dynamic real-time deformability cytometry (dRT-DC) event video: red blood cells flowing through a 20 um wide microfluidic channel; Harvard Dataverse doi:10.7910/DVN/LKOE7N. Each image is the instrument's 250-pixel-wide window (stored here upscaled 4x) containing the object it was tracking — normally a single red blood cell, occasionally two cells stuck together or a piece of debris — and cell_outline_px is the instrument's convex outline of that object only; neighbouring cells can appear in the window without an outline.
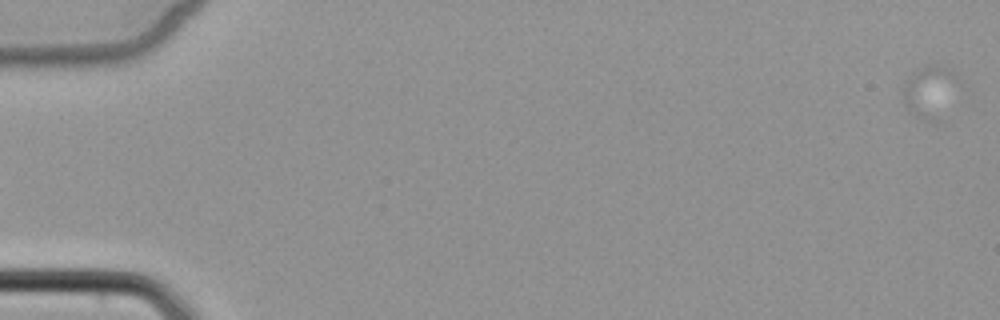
{"species": "common noctule bat (a hibernating species)", "species_latin": "Nyctalus noctula", "temperature_condition": "cold", "stored_images_in_passage": 6, "camera_frame_rate_fps": 3000, "um_per_image_px": 0.085, "animal": {"sex": "female", "body_mass_g": 22.7, "forearm_length_mm": 54.2}, "frame": {"image": 1, "passage_image": 6, "time_ms": 5.667, "image_size_px": [1000, 320], "cell_outline_px": [[964, 84], [940, 120], [936, 124], [932, 124], [916, 116], [904, 104], [904, 80], [912, 72], [928, 64], [940, 64], [948, 68]], "centroid_in_image_um": [79.13, 7.8], "position_along_channel_um": 5.9, "area_um2": 17.8}}